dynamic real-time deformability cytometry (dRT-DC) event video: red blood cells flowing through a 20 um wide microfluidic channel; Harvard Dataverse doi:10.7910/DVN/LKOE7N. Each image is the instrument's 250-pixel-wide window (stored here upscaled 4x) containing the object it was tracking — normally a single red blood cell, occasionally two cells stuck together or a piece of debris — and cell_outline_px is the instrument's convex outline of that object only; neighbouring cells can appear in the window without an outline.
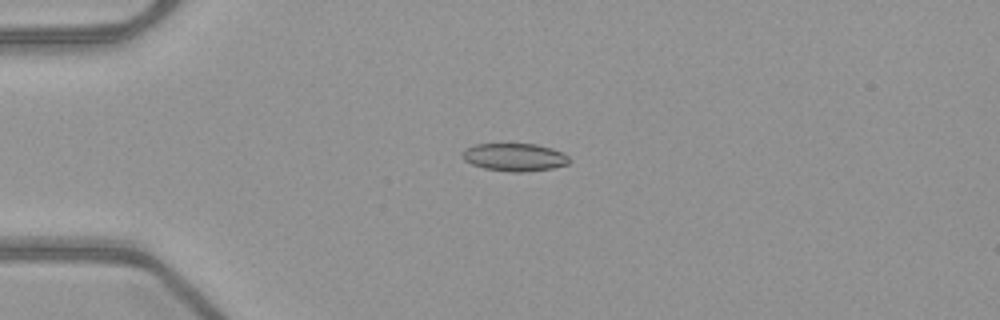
{"species": "common noctule bat (a hibernating species)", "species_latin": "Nyctalus noctula", "temperature_condition": "warm", "stored_images_in_passage": 52, "camera_frame_rate_fps": 3000, "um_per_image_px": 0.085, "animal": {"sex": "female", "body_mass_g": 21.9}, "frame": {"image": 1, "passage_image": 14, "time_ms": 4.333, "image_size_px": [1000, 320], "cell_outline_px": [[572, 160], [568, 164], [552, 168], [524, 172], [512, 172], [484, 168], [472, 164], [464, 160], [460, 156], [460, 152], [464, 148], [476, 144], [536, 144], [552, 148], [564, 152]], "centroid_in_image_um": [43.73, 13.35], "position_along_channel_um": 41.3, "area_um2": 17.57}}
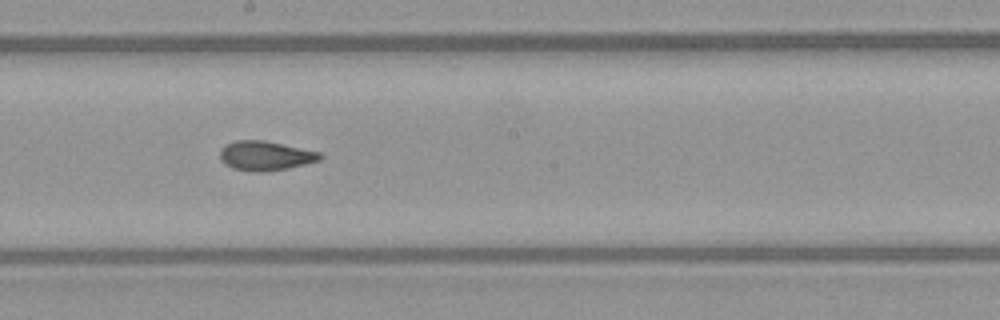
{"frame": {"image": 2, "passage_image": 30, "time_ms": 9.667, "image_size_px": [1000, 320], "cell_outline_px": [[324, 156], [320, 160], [288, 168], [264, 172], [252, 172], [232, 168], [224, 164], [220, 160], [220, 148], [224, 144], [236, 140], [264, 140], [320, 152]], "centroid_in_image_um": [22.52, 13.24], "position_along_channel_um": 225.7, "area_um2": 17.34}}
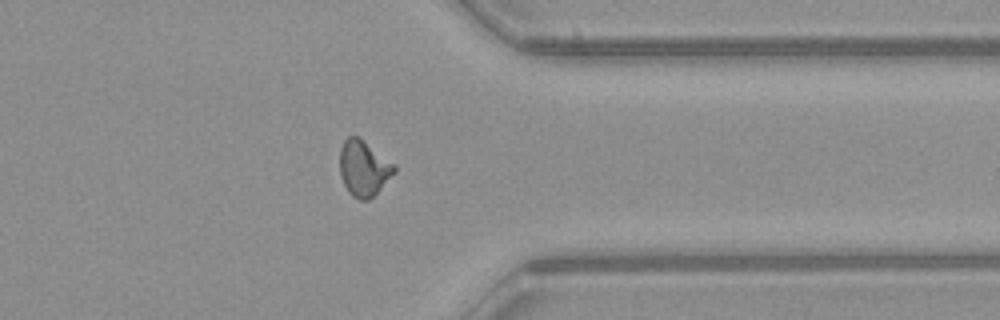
{"frame": {"image": 3, "passage_image": 42, "time_ms": 13.667, "image_size_px": [1000, 320], "cell_outline_px": [[396, 172], [368, 200], [360, 200], [352, 196], [348, 192], [340, 176], [340, 148], [344, 140], [348, 136], [356, 136], [396, 164]], "centroid_in_image_um": [30.9, 14.31], "position_along_channel_um": 380.5, "area_um2": 17.51}, "authors_computed_cell_mechanics": {"area_um2": 17.1955, "velocity_mm_per_s": 4.0384, "shape_relaxation_time_tau1_ms": null, "shape_relaxation_time_tau2_ms": 2.1416, "deformation_change_tau1": null, "deformation_change_tau2": 0.0883}}